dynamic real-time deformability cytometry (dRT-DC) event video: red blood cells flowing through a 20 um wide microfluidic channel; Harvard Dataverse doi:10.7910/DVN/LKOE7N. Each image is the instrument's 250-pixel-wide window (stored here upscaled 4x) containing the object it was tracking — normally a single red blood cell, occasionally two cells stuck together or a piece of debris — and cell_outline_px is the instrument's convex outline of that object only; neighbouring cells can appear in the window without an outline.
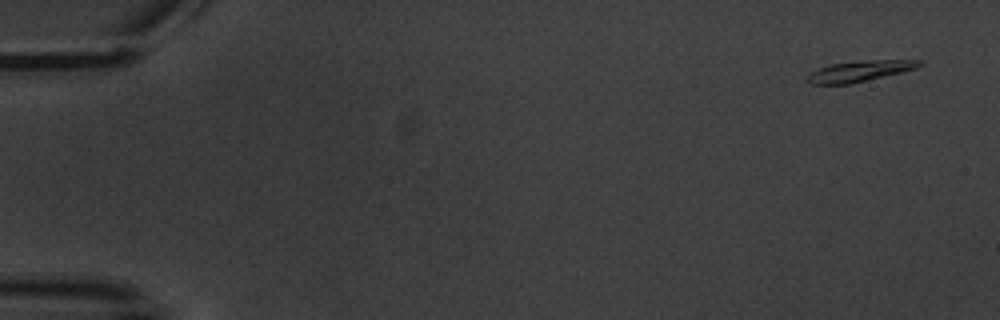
{"species": "common noctule bat (a hibernating species)", "species_latin": "Nyctalus noctula", "temperature_condition": "warm", "stored_images_in_passage": 8, "camera_frame_rate_fps": 3000, "um_per_image_px": 0.085, "animal": {"sex": "male", "body_mass_g": 20.1, "forearm_length_mm": 53.5}, "frame": {"image": 1, "passage_image": 1, "time_ms": 0.0, "image_size_px": [1000, 320], "cell_outline_px": [[924, 64], [916, 68], [904, 72], [848, 84], [812, 84], [808, 80], [808, 76], [812, 72], [820, 68], [832, 64], [868, 60], [920, 60]], "centroid_in_image_um": [73.15, 6.04], "position_along_channel_um": 11.9, "area_um2": 13.29}}
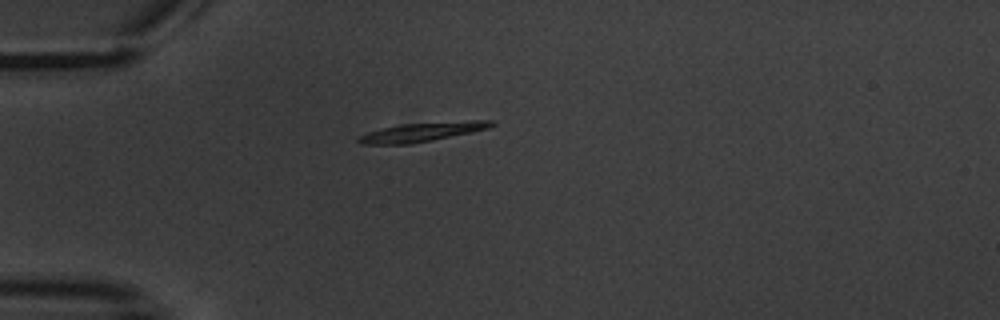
{"frame": {"image": 2, "passage_image": 5, "time_ms": 4.667, "image_size_px": [1000, 320], "cell_outline_px": [[496, 124], [488, 128], [472, 132], [432, 140], [408, 144], [360, 144], [356, 140], [360, 136], [368, 132], [384, 128], [404, 124], [472, 120], [492, 120]], "centroid_in_image_um": [35.91, 11.22], "position_along_channel_um": 49.1, "area_um2": 14.51}}
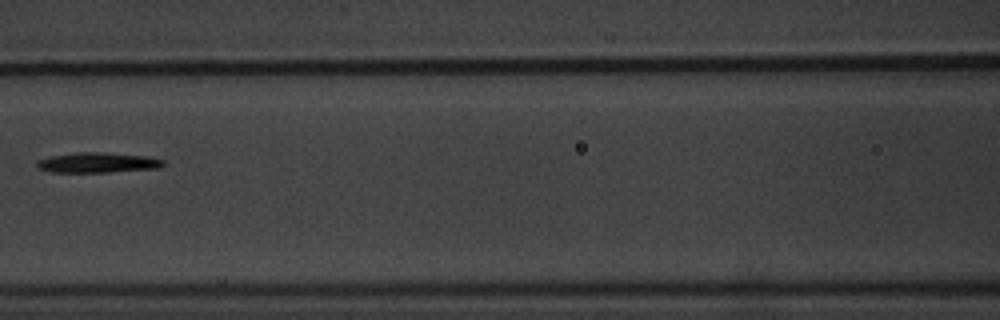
{"frame": {"image": 3, "passage_image": 8, "time_ms": 8.333, "image_size_px": [1000, 320], "cell_outline_px": [[164, 164], [160, 168], [108, 172], [52, 172], [36, 168], [36, 160], [52, 156], [76, 152], [104, 152], [148, 156], [164, 160]], "centroid_in_image_um": [8.29, 13.82], "position_along_channel_um": 158.3, "area_um2": 14.97}}